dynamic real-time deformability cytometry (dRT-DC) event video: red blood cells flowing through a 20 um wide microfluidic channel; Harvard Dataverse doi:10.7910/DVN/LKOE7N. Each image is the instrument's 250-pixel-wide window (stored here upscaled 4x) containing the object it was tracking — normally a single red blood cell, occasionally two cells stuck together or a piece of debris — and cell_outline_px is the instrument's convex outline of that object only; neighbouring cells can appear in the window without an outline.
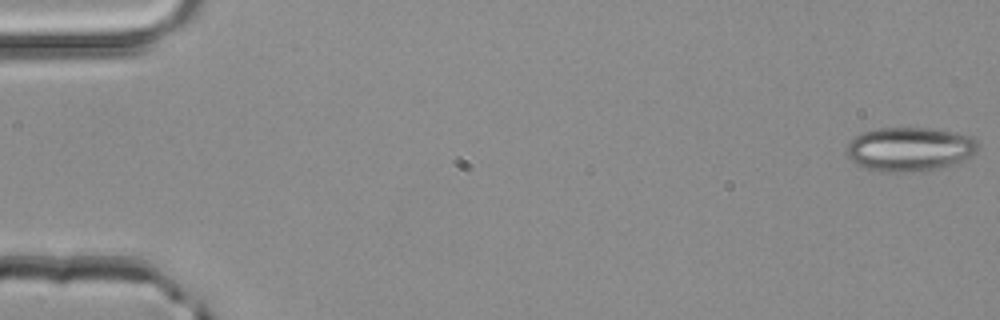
{"species": "common noctule bat (a hibernating species)", "species_latin": "Nyctalus noctula", "temperature_condition": "room temperature", "stored_images_in_passage": 50, "camera_frame_rate_fps": 3000, "um_per_image_px": 0.085, "animal": {"sex": "male", "body_mass_g": 20.4}, "frame": {"image": 1, "passage_image": 1, "time_ms": 0.0, "image_size_px": [1000, 320], "cell_outline_px": [[980, 148], [972, 156], [964, 160], [940, 168], [900, 172], [880, 172], [856, 164], [844, 152], [848, 144], [856, 136], [864, 132], [880, 128], [928, 128], [956, 132], [972, 136], [980, 144]], "centroid_in_image_um": [77.36, 12.67], "position_along_channel_um": 7.6, "area_um2": 33.76}}
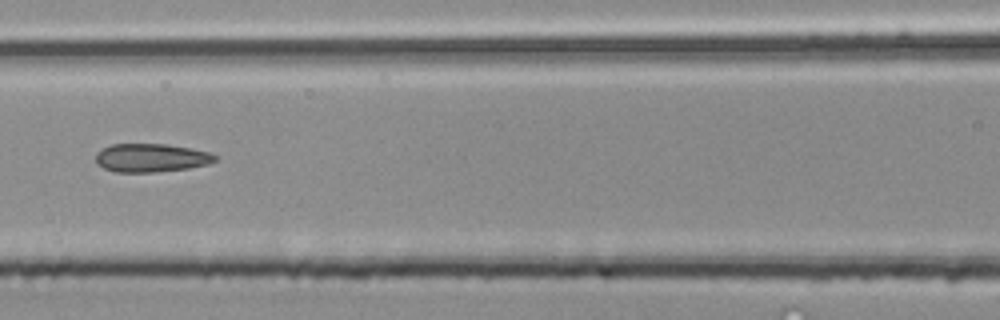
{"frame": {"image": 2, "passage_image": 23, "time_ms": 7.333, "image_size_px": [1000, 320], "cell_outline_px": [[216, 160], [208, 164], [188, 168], [156, 172], [116, 172], [104, 168], [96, 164], [96, 152], [100, 148], [112, 144], [168, 144], [208, 152], [216, 156]], "centroid_in_image_um": [12.79, 13.41], "position_along_channel_um": 153.8, "area_um2": 19.77}}
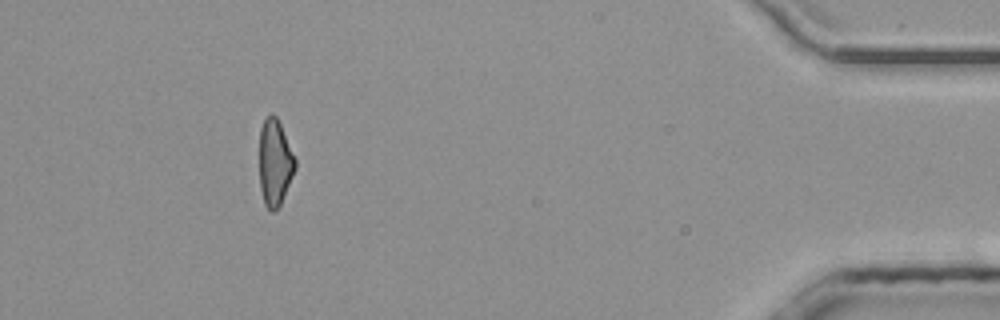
{"frame": {"image": 3, "passage_image": 46, "time_ms": 15.0, "image_size_px": [1000, 320], "cell_outline_px": [[296, 168], [280, 204], [276, 212], [272, 212], [264, 204], [260, 188], [260, 128], [264, 120], [272, 112], [276, 116], [280, 124], [296, 160]], "centroid_in_image_um": [23.36, 13.84], "position_along_channel_um": 411.8, "area_um2": 17.86}, "authors_computed_cell_mechanics": {"area_um2": 19.7098, "velocity_mm_per_s": 4.1975, "shape_relaxation_time_tau1_ms": 5.914, "shape_relaxation_time_tau2_ms": 1.3373, "deformation_change_tau1": 0.1702, "deformation_change_tau2": 0.1055}}